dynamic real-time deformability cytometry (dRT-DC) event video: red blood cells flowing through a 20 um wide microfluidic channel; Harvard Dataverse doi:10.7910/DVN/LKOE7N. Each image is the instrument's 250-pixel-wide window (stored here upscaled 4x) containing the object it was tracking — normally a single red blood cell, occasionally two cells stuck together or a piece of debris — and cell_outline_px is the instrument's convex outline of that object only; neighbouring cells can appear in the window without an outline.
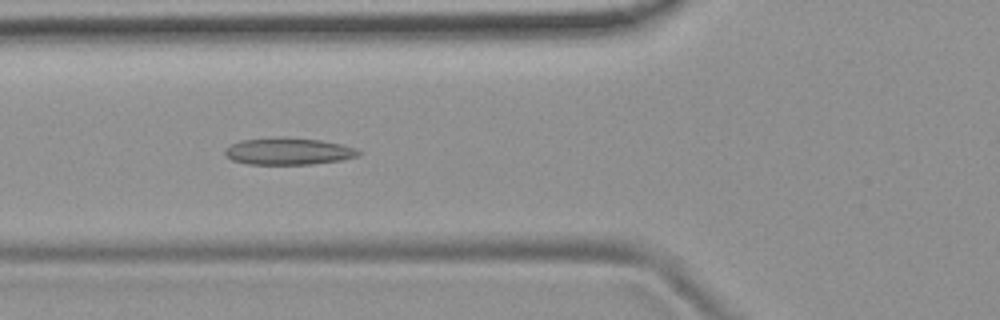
{"species": "common noctule bat (a hibernating species)", "species_latin": "Nyctalus noctula", "temperature_condition": "room temperature", "stored_images_in_passage": 52, "camera_frame_rate_fps": 3000, "um_per_image_px": 0.085, "animal": {"sex": "female", "body_mass_g": 19.9}, "frame": {"image": 1, "passage_image": 19, "time_ms": 6.0, "image_size_px": [1000, 320], "cell_outline_px": [[360, 152], [356, 156], [340, 160], [312, 164], [248, 164], [232, 160], [224, 156], [224, 148], [240, 140], [280, 136], [284, 136], [320, 140], [340, 144], [356, 148]], "centroid_in_image_um": [24.44, 12.84], "position_along_channel_um": 101.4, "area_um2": 21.1}}
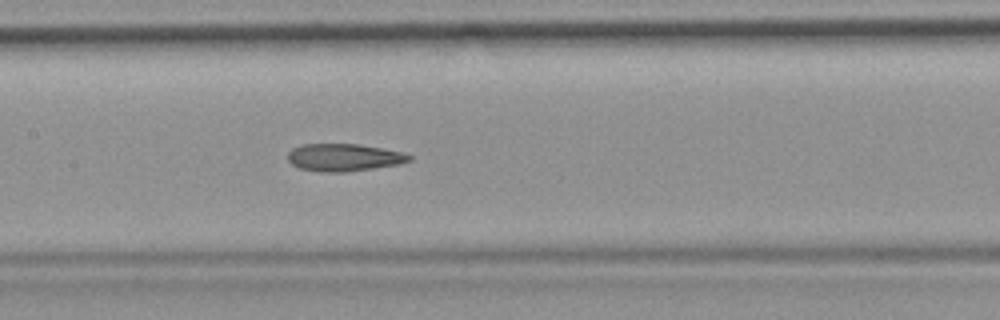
{"frame": {"image": 2, "passage_image": 25, "time_ms": 8.0, "image_size_px": [1000, 320], "cell_outline_px": [[412, 160], [400, 164], [344, 172], [324, 172], [300, 168], [292, 164], [288, 160], [288, 152], [292, 148], [304, 144], [356, 144], [384, 148], [404, 152], [412, 156]], "centroid_in_image_um": [29.26, 13.37], "position_along_channel_um": 178.1, "area_um2": 19.42}}
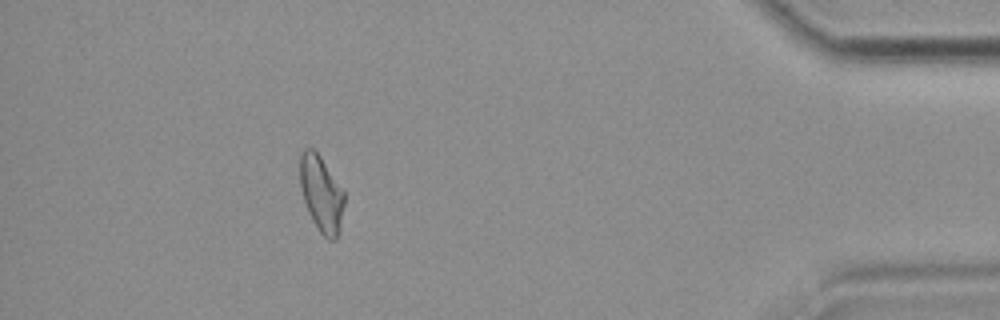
{"frame": {"image": 3, "passage_image": 47, "time_ms": 15.333, "image_size_px": [1000, 320], "cell_outline_px": [[344, 204], [340, 232], [336, 240], [328, 240], [320, 232], [312, 220], [308, 212], [300, 188], [300, 152], [304, 148], [312, 148], [320, 156], [344, 192]], "centroid_in_image_um": [27.31, 16.5], "position_along_channel_um": 407.9, "area_um2": 19.65}, "authors_computed_cell_mechanics": {"area_um2": 20.2589, "velocity_mm_per_s": 3.8272, "shape_relaxation_time_tau1_ms": null, "shape_relaxation_time_tau2_ms": 4.9369, "deformation_change_tau1": null, "deformation_change_tau2": 0.1448}}